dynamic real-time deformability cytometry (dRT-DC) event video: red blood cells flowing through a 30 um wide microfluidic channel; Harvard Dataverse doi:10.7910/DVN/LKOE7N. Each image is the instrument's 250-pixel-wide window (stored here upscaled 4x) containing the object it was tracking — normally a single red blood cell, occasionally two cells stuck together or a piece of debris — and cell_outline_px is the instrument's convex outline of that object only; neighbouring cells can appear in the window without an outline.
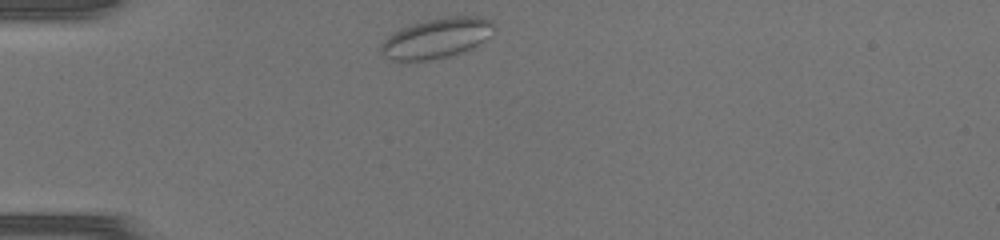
{"species": "common noctule bat (a hibernating species)", "species_latin": "Nyctalus noctula", "temperature_condition": "warm", "stored_images_in_passage": 30, "camera_frame_rate_fps": 3000, "um_per_image_px": 0.085, "animal": {"sex": "female", "body_mass_g": 17.0, "forearm_length_mm": 48.0}, "frame": {"image": 1, "passage_image": 1, "time_ms": 0.0, "image_size_px": [1000, 240], "cell_outline_px": [[496, 32], [492, 36], [460, 52], [448, 56], [428, 60], [392, 60], [384, 56], [380, 52], [380, 44], [388, 36], [400, 28], [412, 24], [428, 20], [448, 16], [476, 16], [492, 20], [496, 24]], "centroid_in_image_um": [37.14, 3.22], "position_along_channel_um": 47.9, "area_um2": 26.3}}
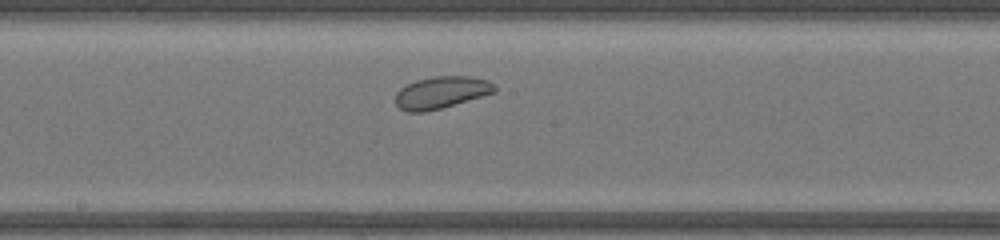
{"frame": {"image": 2, "passage_image": 14, "time_ms": 4.333, "image_size_px": [1000, 240], "cell_outline_px": [[496, 92], [440, 108], [424, 112], [408, 112], [400, 108], [396, 104], [396, 92], [400, 88], [416, 80], [436, 76], [472, 76], [488, 80], [496, 88]], "centroid_in_image_um": [37.5, 7.85], "position_along_channel_um": 210.7, "area_um2": 18.32}}
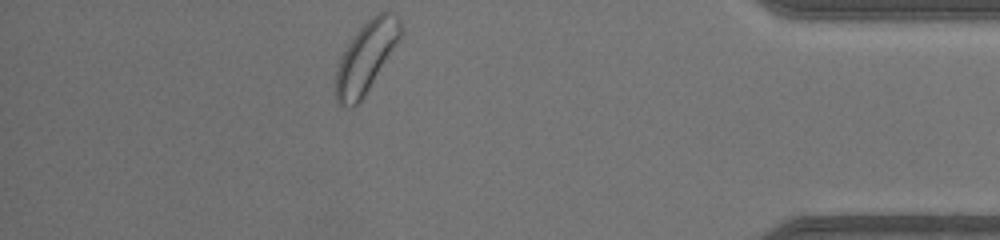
{"frame": {"image": 3, "passage_image": 30, "time_ms": 9.667, "image_size_px": [1000, 240], "cell_outline_px": [[404, 32], [400, 40], [364, 96], [352, 108], [348, 108], [340, 104], [336, 100], [336, 72], [340, 56], [352, 36], [372, 16], [380, 12], [392, 12], [400, 16], [404, 28]], "centroid_in_image_um": [31.16, 4.81], "position_along_channel_um": 404.0, "area_um2": 26.88}}